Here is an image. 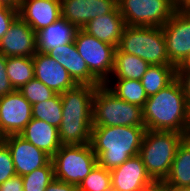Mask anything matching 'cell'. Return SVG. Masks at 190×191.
I'll return each instance as SVG.
<instances>
[{
	"label": "cell",
	"instance_id": "cell-41",
	"mask_svg": "<svg viewBox=\"0 0 190 191\" xmlns=\"http://www.w3.org/2000/svg\"><path fill=\"white\" fill-rule=\"evenodd\" d=\"M186 137L190 138V101L188 102V121L186 128Z\"/></svg>",
	"mask_w": 190,
	"mask_h": 191
},
{
	"label": "cell",
	"instance_id": "cell-20",
	"mask_svg": "<svg viewBox=\"0 0 190 191\" xmlns=\"http://www.w3.org/2000/svg\"><path fill=\"white\" fill-rule=\"evenodd\" d=\"M19 135L50 157L62 145L58 136V128L36 118H32Z\"/></svg>",
	"mask_w": 190,
	"mask_h": 191
},
{
	"label": "cell",
	"instance_id": "cell-14",
	"mask_svg": "<svg viewBox=\"0 0 190 191\" xmlns=\"http://www.w3.org/2000/svg\"><path fill=\"white\" fill-rule=\"evenodd\" d=\"M117 6V0H61V17L83 29L90 20L111 13Z\"/></svg>",
	"mask_w": 190,
	"mask_h": 191
},
{
	"label": "cell",
	"instance_id": "cell-11",
	"mask_svg": "<svg viewBox=\"0 0 190 191\" xmlns=\"http://www.w3.org/2000/svg\"><path fill=\"white\" fill-rule=\"evenodd\" d=\"M32 119V105L15 90L0 97V138L19 135Z\"/></svg>",
	"mask_w": 190,
	"mask_h": 191
},
{
	"label": "cell",
	"instance_id": "cell-40",
	"mask_svg": "<svg viewBox=\"0 0 190 191\" xmlns=\"http://www.w3.org/2000/svg\"><path fill=\"white\" fill-rule=\"evenodd\" d=\"M176 68H190V52L186 59Z\"/></svg>",
	"mask_w": 190,
	"mask_h": 191
},
{
	"label": "cell",
	"instance_id": "cell-18",
	"mask_svg": "<svg viewBox=\"0 0 190 191\" xmlns=\"http://www.w3.org/2000/svg\"><path fill=\"white\" fill-rule=\"evenodd\" d=\"M18 16L37 33L61 18V0H22Z\"/></svg>",
	"mask_w": 190,
	"mask_h": 191
},
{
	"label": "cell",
	"instance_id": "cell-23",
	"mask_svg": "<svg viewBox=\"0 0 190 191\" xmlns=\"http://www.w3.org/2000/svg\"><path fill=\"white\" fill-rule=\"evenodd\" d=\"M150 65L138 56L115 50L112 79L141 80ZM114 77V78H113Z\"/></svg>",
	"mask_w": 190,
	"mask_h": 191
},
{
	"label": "cell",
	"instance_id": "cell-33",
	"mask_svg": "<svg viewBox=\"0 0 190 191\" xmlns=\"http://www.w3.org/2000/svg\"><path fill=\"white\" fill-rule=\"evenodd\" d=\"M7 57L0 53V97L15 91L7 73H6Z\"/></svg>",
	"mask_w": 190,
	"mask_h": 191
},
{
	"label": "cell",
	"instance_id": "cell-7",
	"mask_svg": "<svg viewBox=\"0 0 190 191\" xmlns=\"http://www.w3.org/2000/svg\"><path fill=\"white\" fill-rule=\"evenodd\" d=\"M51 160L54 178L77 187L98 164L90 144L61 145Z\"/></svg>",
	"mask_w": 190,
	"mask_h": 191
},
{
	"label": "cell",
	"instance_id": "cell-8",
	"mask_svg": "<svg viewBox=\"0 0 190 191\" xmlns=\"http://www.w3.org/2000/svg\"><path fill=\"white\" fill-rule=\"evenodd\" d=\"M127 26L162 27L176 8L172 0H117Z\"/></svg>",
	"mask_w": 190,
	"mask_h": 191
},
{
	"label": "cell",
	"instance_id": "cell-36",
	"mask_svg": "<svg viewBox=\"0 0 190 191\" xmlns=\"http://www.w3.org/2000/svg\"><path fill=\"white\" fill-rule=\"evenodd\" d=\"M45 191H78V187L54 178Z\"/></svg>",
	"mask_w": 190,
	"mask_h": 191
},
{
	"label": "cell",
	"instance_id": "cell-24",
	"mask_svg": "<svg viewBox=\"0 0 190 191\" xmlns=\"http://www.w3.org/2000/svg\"><path fill=\"white\" fill-rule=\"evenodd\" d=\"M175 78L176 67L174 65H150L140 81L149 97L157 94Z\"/></svg>",
	"mask_w": 190,
	"mask_h": 191
},
{
	"label": "cell",
	"instance_id": "cell-6",
	"mask_svg": "<svg viewBox=\"0 0 190 191\" xmlns=\"http://www.w3.org/2000/svg\"><path fill=\"white\" fill-rule=\"evenodd\" d=\"M116 49L138 56L149 65H173L167 55L162 27L126 25Z\"/></svg>",
	"mask_w": 190,
	"mask_h": 191
},
{
	"label": "cell",
	"instance_id": "cell-37",
	"mask_svg": "<svg viewBox=\"0 0 190 191\" xmlns=\"http://www.w3.org/2000/svg\"><path fill=\"white\" fill-rule=\"evenodd\" d=\"M144 191H173V187L164 180H156L150 183Z\"/></svg>",
	"mask_w": 190,
	"mask_h": 191
},
{
	"label": "cell",
	"instance_id": "cell-12",
	"mask_svg": "<svg viewBox=\"0 0 190 191\" xmlns=\"http://www.w3.org/2000/svg\"><path fill=\"white\" fill-rule=\"evenodd\" d=\"M2 140L11 153L16 175L24 176L35 169L45 166L51 157L38 149L20 135H9Z\"/></svg>",
	"mask_w": 190,
	"mask_h": 191
},
{
	"label": "cell",
	"instance_id": "cell-35",
	"mask_svg": "<svg viewBox=\"0 0 190 191\" xmlns=\"http://www.w3.org/2000/svg\"><path fill=\"white\" fill-rule=\"evenodd\" d=\"M0 191H23L22 176L15 175L0 184Z\"/></svg>",
	"mask_w": 190,
	"mask_h": 191
},
{
	"label": "cell",
	"instance_id": "cell-1",
	"mask_svg": "<svg viewBox=\"0 0 190 191\" xmlns=\"http://www.w3.org/2000/svg\"><path fill=\"white\" fill-rule=\"evenodd\" d=\"M96 88L97 86L76 85L60 94L63 117L58 136L62 145L90 144Z\"/></svg>",
	"mask_w": 190,
	"mask_h": 191
},
{
	"label": "cell",
	"instance_id": "cell-32",
	"mask_svg": "<svg viewBox=\"0 0 190 191\" xmlns=\"http://www.w3.org/2000/svg\"><path fill=\"white\" fill-rule=\"evenodd\" d=\"M18 17V10L3 6L0 9V41L8 31L10 25Z\"/></svg>",
	"mask_w": 190,
	"mask_h": 191
},
{
	"label": "cell",
	"instance_id": "cell-30",
	"mask_svg": "<svg viewBox=\"0 0 190 191\" xmlns=\"http://www.w3.org/2000/svg\"><path fill=\"white\" fill-rule=\"evenodd\" d=\"M18 91L31 105H34L38 102L46 101L56 95L53 90H51L49 87H47L36 78L31 79Z\"/></svg>",
	"mask_w": 190,
	"mask_h": 191
},
{
	"label": "cell",
	"instance_id": "cell-10",
	"mask_svg": "<svg viewBox=\"0 0 190 191\" xmlns=\"http://www.w3.org/2000/svg\"><path fill=\"white\" fill-rule=\"evenodd\" d=\"M162 30L169 60L178 67L190 52V9H176Z\"/></svg>",
	"mask_w": 190,
	"mask_h": 191
},
{
	"label": "cell",
	"instance_id": "cell-9",
	"mask_svg": "<svg viewBox=\"0 0 190 191\" xmlns=\"http://www.w3.org/2000/svg\"><path fill=\"white\" fill-rule=\"evenodd\" d=\"M74 43L89 71L105 84L113 72L116 47L98 40L83 29L76 31Z\"/></svg>",
	"mask_w": 190,
	"mask_h": 191
},
{
	"label": "cell",
	"instance_id": "cell-3",
	"mask_svg": "<svg viewBox=\"0 0 190 191\" xmlns=\"http://www.w3.org/2000/svg\"><path fill=\"white\" fill-rule=\"evenodd\" d=\"M143 119L146 130L186 134L188 101L177 78L148 97L143 107Z\"/></svg>",
	"mask_w": 190,
	"mask_h": 191
},
{
	"label": "cell",
	"instance_id": "cell-25",
	"mask_svg": "<svg viewBox=\"0 0 190 191\" xmlns=\"http://www.w3.org/2000/svg\"><path fill=\"white\" fill-rule=\"evenodd\" d=\"M113 81L108 80L105 83V86L111 92L128 103L138 105L142 108L144 107L148 96L145 93L141 81L132 79H114Z\"/></svg>",
	"mask_w": 190,
	"mask_h": 191
},
{
	"label": "cell",
	"instance_id": "cell-29",
	"mask_svg": "<svg viewBox=\"0 0 190 191\" xmlns=\"http://www.w3.org/2000/svg\"><path fill=\"white\" fill-rule=\"evenodd\" d=\"M78 191H112L110 170L97 164L78 185Z\"/></svg>",
	"mask_w": 190,
	"mask_h": 191
},
{
	"label": "cell",
	"instance_id": "cell-4",
	"mask_svg": "<svg viewBox=\"0 0 190 191\" xmlns=\"http://www.w3.org/2000/svg\"><path fill=\"white\" fill-rule=\"evenodd\" d=\"M185 138L186 134L175 131H145L139 156L154 181L168 176L178 146Z\"/></svg>",
	"mask_w": 190,
	"mask_h": 191
},
{
	"label": "cell",
	"instance_id": "cell-39",
	"mask_svg": "<svg viewBox=\"0 0 190 191\" xmlns=\"http://www.w3.org/2000/svg\"><path fill=\"white\" fill-rule=\"evenodd\" d=\"M176 9H190V0H172Z\"/></svg>",
	"mask_w": 190,
	"mask_h": 191
},
{
	"label": "cell",
	"instance_id": "cell-27",
	"mask_svg": "<svg viewBox=\"0 0 190 191\" xmlns=\"http://www.w3.org/2000/svg\"><path fill=\"white\" fill-rule=\"evenodd\" d=\"M62 100L60 94L32 105V118L59 128L62 121Z\"/></svg>",
	"mask_w": 190,
	"mask_h": 191
},
{
	"label": "cell",
	"instance_id": "cell-13",
	"mask_svg": "<svg viewBox=\"0 0 190 191\" xmlns=\"http://www.w3.org/2000/svg\"><path fill=\"white\" fill-rule=\"evenodd\" d=\"M36 52V32L18 16L0 41V53L6 57H32Z\"/></svg>",
	"mask_w": 190,
	"mask_h": 191
},
{
	"label": "cell",
	"instance_id": "cell-21",
	"mask_svg": "<svg viewBox=\"0 0 190 191\" xmlns=\"http://www.w3.org/2000/svg\"><path fill=\"white\" fill-rule=\"evenodd\" d=\"M77 30L72 23L59 18L36 33L37 51L47 53L55 47L73 42Z\"/></svg>",
	"mask_w": 190,
	"mask_h": 191
},
{
	"label": "cell",
	"instance_id": "cell-17",
	"mask_svg": "<svg viewBox=\"0 0 190 191\" xmlns=\"http://www.w3.org/2000/svg\"><path fill=\"white\" fill-rule=\"evenodd\" d=\"M47 54L68 71L77 85H102V83L89 71L86 62L78 53L74 41L55 47L49 50Z\"/></svg>",
	"mask_w": 190,
	"mask_h": 191
},
{
	"label": "cell",
	"instance_id": "cell-15",
	"mask_svg": "<svg viewBox=\"0 0 190 191\" xmlns=\"http://www.w3.org/2000/svg\"><path fill=\"white\" fill-rule=\"evenodd\" d=\"M112 191H144L154 180L139 155L110 170Z\"/></svg>",
	"mask_w": 190,
	"mask_h": 191
},
{
	"label": "cell",
	"instance_id": "cell-22",
	"mask_svg": "<svg viewBox=\"0 0 190 191\" xmlns=\"http://www.w3.org/2000/svg\"><path fill=\"white\" fill-rule=\"evenodd\" d=\"M164 181L172 187H190V138L186 137L178 146Z\"/></svg>",
	"mask_w": 190,
	"mask_h": 191
},
{
	"label": "cell",
	"instance_id": "cell-31",
	"mask_svg": "<svg viewBox=\"0 0 190 191\" xmlns=\"http://www.w3.org/2000/svg\"><path fill=\"white\" fill-rule=\"evenodd\" d=\"M16 175L11 153L7 144L0 139V184Z\"/></svg>",
	"mask_w": 190,
	"mask_h": 191
},
{
	"label": "cell",
	"instance_id": "cell-38",
	"mask_svg": "<svg viewBox=\"0 0 190 191\" xmlns=\"http://www.w3.org/2000/svg\"><path fill=\"white\" fill-rule=\"evenodd\" d=\"M22 0H0L2 6L18 10Z\"/></svg>",
	"mask_w": 190,
	"mask_h": 191
},
{
	"label": "cell",
	"instance_id": "cell-16",
	"mask_svg": "<svg viewBox=\"0 0 190 191\" xmlns=\"http://www.w3.org/2000/svg\"><path fill=\"white\" fill-rule=\"evenodd\" d=\"M32 59L34 78L41 81L56 94H62L77 85L68 71L47 53L37 51Z\"/></svg>",
	"mask_w": 190,
	"mask_h": 191
},
{
	"label": "cell",
	"instance_id": "cell-26",
	"mask_svg": "<svg viewBox=\"0 0 190 191\" xmlns=\"http://www.w3.org/2000/svg\"><path fill=\"white\" fill-rule=\"evenodd\" d=\"M7 76L15 90L34 78V65L32 57H7Z\"/></svg>",
	"mask_w": 190,
	"mask_h": 191
},
{
	"label": "cell",
	"instance_id": "cell-5",
	"mask_svg": "<svg viewBox=\"0 0 190 191\" xmlns=\"http://www.w3.org/2000/svg\"><path fill=\"white\" fill-rule=\"evenodd\" d=\"M111 126H145L143 108L122 100L102 84L93 99V127Z\"/></svg>",
	"mask_w": 190,
	"mask_h": 191
},
{
	"label": "cell",
	"instance_id": "cell-42",
	"mask_svg": "<svg viewBox=\"0 0 190 191\" xmlns=\"http://www.w3.org/2000/svg\"><path fill=\"white\" fill-rule=\"evenodd\" d=\"M173 191H190V187H173Z\"/></svg>",
	"mask_w": 190,
	"mask_h": 191
},
{
	"label": "cell",
	"instance_id": "cell-28",
	"mask_svg": "<svg viewBox=\"0 0 190 191\" xmlns=\"http://www.w3.org/2000/svg\"><path fill=\"white\" fill-rule=\"evenodd\" d=\"M54 179V166L50 160L45 166L22 176L23 191H45Z\"/></svg>",
	"mask_w": 190,
	"mask_h": 191
},
{
	"label": "cell",
	"instance_id": "cell-34",
	"mask_svg": "<svg viewBox=\"0 0 190 191\" xmlns=\"http://www.w3.org/2000/svg\"><path fill=\"white\" fill-rule=\"evenodd\" d=\"M176 78L179 80L187 101H190V68H176Z\"/></svg>",
	"mask_w": 190,
	"mask_h": 191
},
{
	"label": "cell",
	"instance_id": "cell-2",
	"mask_svg": "<svg viewBox=\"0 0 190 191\" xmlns=\"http://www.w3.org/2000/svg\"><path fill=\"white\" fill-rule=\"evenodd\" d=\"M145 126L93 127L90 145L99 166L112 170L139 155Z\"/></svg>",
	"mask_w": 190,
	"mask_h": 191
},
{
	"label": "cell",
	"instance_id": "cell-19",
	"mask_svg": "<svg viewBox=\"0 0 190 191\" xmlns=\"http://www.w3.org/2000/svg\"><path fill=\"white\" fill-rule=\"evenodd\" d=\"M125 26L124 17L117 6L111 13L99 15L90 20L83 30L98 40L117 48Z\"/></svg>",
	"mask_w": 190,
	"mask_h": 191
}]
</instances>
